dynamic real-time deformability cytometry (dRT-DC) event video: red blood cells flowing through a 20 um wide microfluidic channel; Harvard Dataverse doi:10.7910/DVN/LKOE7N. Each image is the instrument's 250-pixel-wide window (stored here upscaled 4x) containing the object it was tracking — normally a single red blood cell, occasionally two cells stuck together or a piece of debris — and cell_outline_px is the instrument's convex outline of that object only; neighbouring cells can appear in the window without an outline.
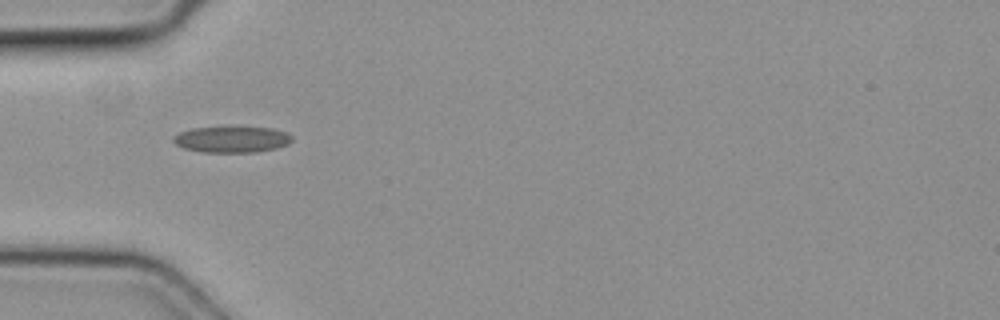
{"species": "common noctule bat (a hibernating species)", "species_latin": "Nyctalus noctula", "temperature_condition": "cold", "stored_images_in_passage": 3, "camera_frame_rate_fps": 3000, "um_per_image_px": 0.085, "animal": {"sex": "female", "body_mass_g": 19.3, "forearm_length_mm": 54.1}, "frame": {"image": 1, "passage_image": 1, "time_ms": 0.0, "image_size_px": [1000, 320], "cell_outline_px": [[292, 140], [288, 144], [276, 148], [256, 152], [204, 152], [184, 148], [176, 144], [172, 140], [172, 136], [180, 132], [192, 128], [272, 128], [288, 132], [292, 136]], "centroid_in_image_um": [19.72, 11.86], "position_along_channel_um": 65.3, "area_um2": 17.86}}
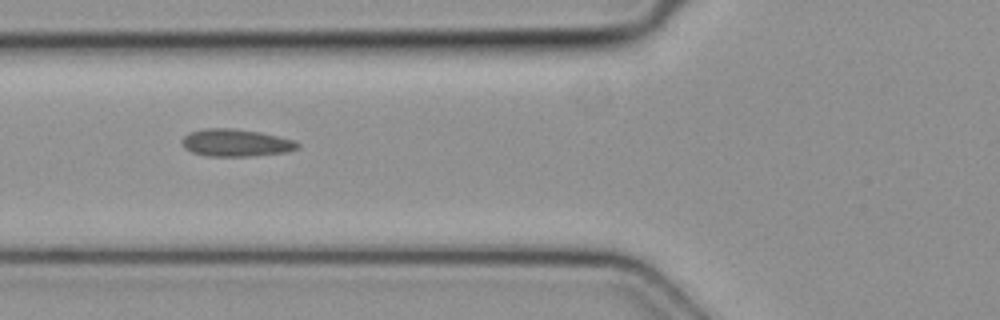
{"frame": {"image": 2, "passage_image": 2, "time_ms": 0.333, "image_size_px": [1000, 320], "cell_outline_px": [[300, 148], [288, 152], [248, 156], [208, 156], [192, 152], [184, 148], [180, 140], [188, 132], [204, 128], [232, 128], [260, 132], [292, 140], [300, 144]], "centroid_in_image_um": [20.01, 12.13], "position_along_channel_um": 105.8, "area_um2": 18.5}}
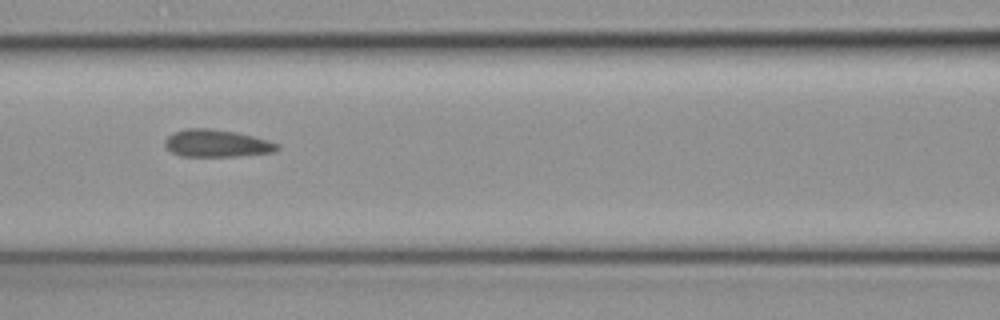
{"frame": {"image": 3, "passage_image": 3, "time_ms": 0.667, "image_size_px": [1000, 320], "cell_outline_px": [[280, 148], [272, 152], [236, 156], [180, 156], [172, 152], [164, 144], [164, 140], [172, 132], [188, 128], [208, 128], [232, 132], [252, 136], [280, 144]], "centroid_in_image_um": [18.38, 12.18], "position_along_channel_um": 148.2, "area_um2": 17.69}}